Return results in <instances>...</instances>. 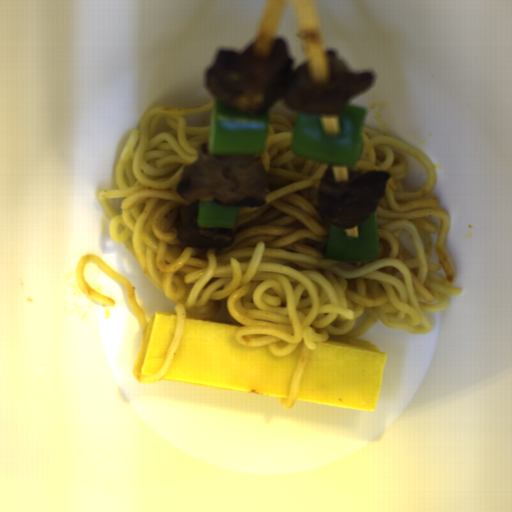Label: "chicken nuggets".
Here are the masks:
<instances>
[{
	"mask_svg": "<svg viewBox=\"0 0 512 512\" xmlns=\"http://www.w3.org/2000/svg\"><path fill=\"white\" fill-rule=\"evenodd\" d=\"M288 39L274 37L241 51L221 49L204 75L215 100L244 113H263L281 103L290 111L337 116L374 82L356 73L336 50L296 66Z\"/></svg>",
	"mask_w": 512,
	"mask_h": 512,
	"instance_id": "chicken-nuggets-1",
	"label": "chicken nuggets"
},
{
	"mask_svg": "<svg viewBox=\"0 0 512 512\" xmlns=\"http://www.w3.org/2000/svg\"><path fill=\"white\" fill-rule=\"evenodd\" d=\"M390 177V171L360 167L325 173L318 184L319 217L335 227L357 226L375 213Z\"/></svg>",
	"mask_w": 512,
	"mask_h": 512,
	"instance_id": "chicken-nuggets-3",
	"label": "chicken nuggets"
},
{
	"mask_svg": "<svg viewBox=\"0 0 512 512\" xmlns=\"http://www.w3.org/2000/svg\"><path fill=\"white\" fill-rule=\"evenodd\" d=\"M266 183L260 155L212 154L209 142H202L196 161L184 166L176 191L189 202L205 199L252 209L266 204Z\"/></svg>",
	"mask_w": 512,
	"mask_h": 512,
	"instance_id": "chicken-nuggets-2",
	"label": "chicken nuggets"
},
{
	"mask_svg": "<svg viewBox=\"0 0 512 512\" xmlns=\"http://www.w3.org/2000/svg\"><path fill=\"white\" fill-rule=\"evenodd\" d=\"M177 239L189 247L222 248L234 244L232 227L199 226V205H185L177 209Z\"/></svg>",
	"mask_w": 512,
	"mask_h": 512,
	"instance_id": "chicken-nuggets-4",
	"label": "chicken nuggets"
}]
</instances>
